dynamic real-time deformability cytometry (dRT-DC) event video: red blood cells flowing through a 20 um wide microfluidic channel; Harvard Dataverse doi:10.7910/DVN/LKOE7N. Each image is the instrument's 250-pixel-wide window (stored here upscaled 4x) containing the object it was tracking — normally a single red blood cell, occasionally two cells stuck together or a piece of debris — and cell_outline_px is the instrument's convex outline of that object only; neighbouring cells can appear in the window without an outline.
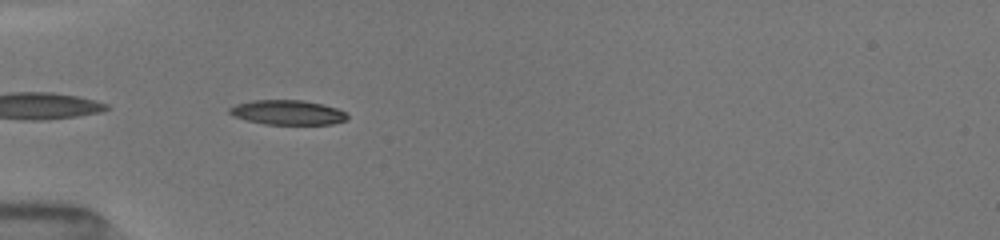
{"species": "common noctule bat (a hibernating species)", "species_latin": "Nyctalus noctula", "temperature_condition": "room temperature", "stored_images_in_passage": 52, "camera_frame_rate_fps": 3000, "um_per_image_px": 0.085, "animal": {"sex": "female", "body_mass_g": 19.5, "forearm_length_mm": 54.1}, "frame": {"image": 1, "passage_image": 4, "time_ms": 0.667, "image_size_px": [1000, 240], "cell_outline_px": [[348, 120], [332, 124], [264, 124], [248, 120], [236, 116], [228, 112], [228, 108], [236, 104], [252, 100], [304, 100], [324, 104], [336, 108], [344, 112], [348, 116]], "centroid_in_image_um": [24.47, 9.55], "position_along_channel_um": 60.5, "area_um2": 16.88}}
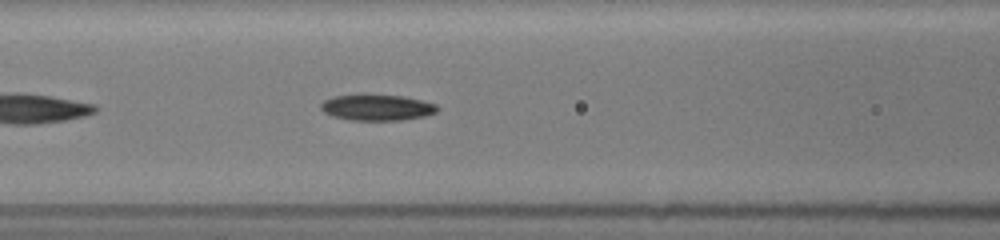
{"frame": {"image": 2, "passage_image": 15, "time_ms": 2.667, "image_size_px": [1000, 240], "cell_outline_px": [[436, 112], [424, 116], [400, 120], [348, 120], [332, 116], [324, 112], [320, 108], [320, 104], [324, 100], [332, 96], [360, 92], [368, 92], [404, 96], [436, 104]], "centroid_in_image_um": [31.95, 9.09], "position_along_channel_um": 134.7, "area_um2": 18.32}}
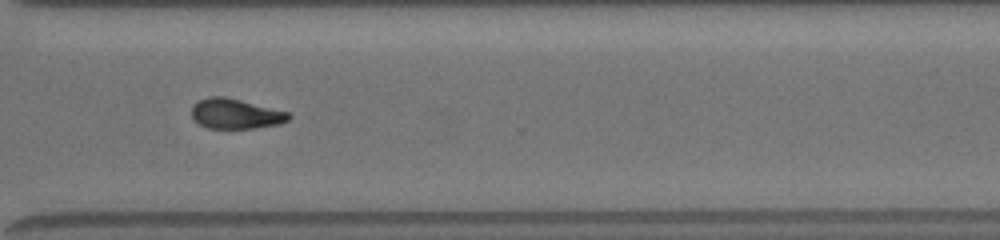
{"frame": {"image": 3, "passage_image": 42, "time_ms": 8.0, "image_size_px": [1000, 240], "cell_outline_px": [[292, 116], [288, 120], [280, 124], [256, 128], [208, 128], [200, 124], [192, 116], [192, 104], [196, 100], [208, 96], [224, 96], [288, 112]], "centroid_in_image_um": [20.0, 9.66], "position_along_channel_um": 350.6, "area_um2": 16.99}, "authors_computed_cell_mechanics": {"area_um2": 17.8024, "velocity_mm_per_s": 4.059, "shape_relaxation_time_tau1_ms": 7.1192, "shape_relaxation_time_tau2_ms": null, "deformation_change_tau1": 0.2093, "deformation_change_tau2": null}}